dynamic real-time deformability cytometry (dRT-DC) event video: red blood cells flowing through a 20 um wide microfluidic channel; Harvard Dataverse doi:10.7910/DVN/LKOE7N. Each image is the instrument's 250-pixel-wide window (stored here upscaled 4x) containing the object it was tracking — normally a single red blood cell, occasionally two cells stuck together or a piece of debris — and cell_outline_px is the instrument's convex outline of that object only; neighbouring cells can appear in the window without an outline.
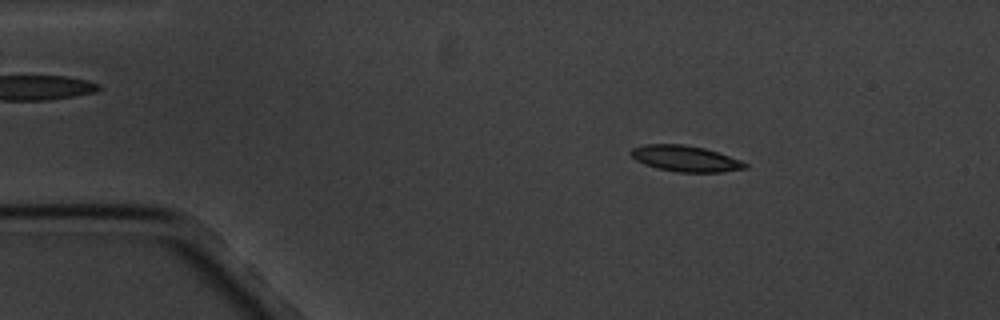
{"species": "common noctule bat (a hibernating species)", "species_latin": "Nyctalus noctula", "temperature_condition": "cold", "stored_images_in_passage": 12, "camera_frame_rate_fps": 3000, "um_per_image_px": 0.085, "animal": {"sex": "male", "body_mass_g": 20.1, "forearm_length_mm": 53.5}, "frame": {"image": 1, "passage_image": 3, "time_ms": 2.333, "image_size_px": [1000, 320], "cell_outline_px": [[748, 168], [724, 172], [676, 172], [656, 168], [644, 164], [636, 160], [628, 152], [632, 148], [644, 144], [680, 144], [704, 148], [740, 160], [748, 164]], "centroid_in_image_um": [58.23, 13.49], "position_along_channel_um": 26.8, "area_um2": 17.28}}
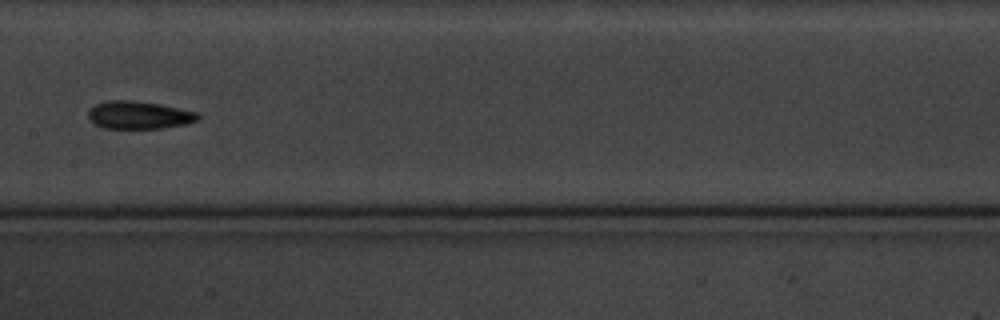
{"frame": {"image": 2, "passage_image": 8, "time_ms": 9.0, "image_size_px": [1000, 320], "cell_outline_px": [[200, 120], [188, 124], [160, 128], [104, 128], [96, 124], [88, 116], [88, 112], [96, 104], [108, 100], [136, 100], [160, 104], [200, 112]], "centroid_in_image_um": [11.89, 9.77], "position_along_channel_um": 195.5, "area_um2": 17.86}}
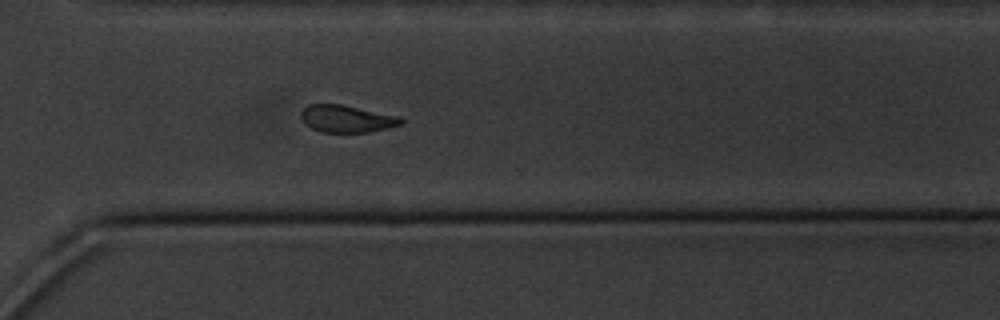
{"frame": {"image": 3, "passage_image": 12, "time_ms": 13.333, "image_size_px": [1000, 320], "cell_outline_px": [[404, 124], [388, 128], [368, 132], [324, 132], [312, 128], [304, 124], [300, 116], [300, 112], [308, 104], [340, 104], [400, 116], [404, 120]], "centroid_in_image_um": [29.48, 10.09], "position_along_channel_um": 341.1, "area_um2": 15.95}}